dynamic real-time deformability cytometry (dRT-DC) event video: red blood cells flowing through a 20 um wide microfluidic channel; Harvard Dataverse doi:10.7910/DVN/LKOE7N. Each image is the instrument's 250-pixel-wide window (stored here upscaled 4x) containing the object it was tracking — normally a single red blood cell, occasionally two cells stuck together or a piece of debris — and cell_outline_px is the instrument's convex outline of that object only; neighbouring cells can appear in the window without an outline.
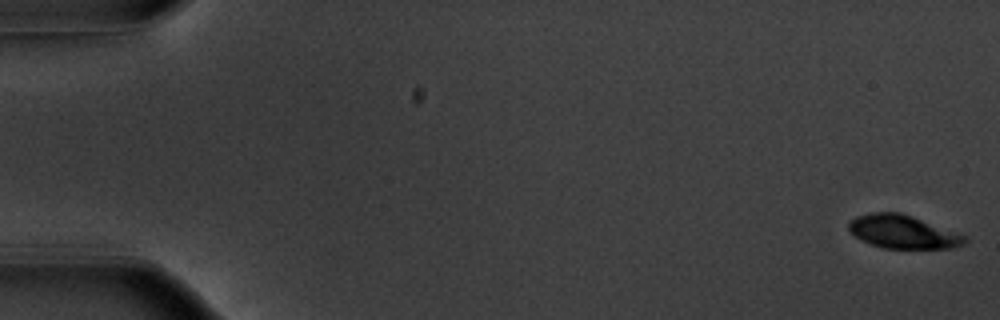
{"species": "common noctule bat (a hibernating species)", "species_latin": "Nyctalus noctula", "temperature_condition": "warm", "stored_images_in_passage": 54, "camera_frame_rate_fps": 3000, "um_per_image_px": 0.085, "animal": {"sex": "male", "body_mass_g": 20.1, "forearm_length_mm": 53.5}, "frame": {"image": 1, "passage_image": 1, "time_ms": 0.0, "image_size_px": [1000, 320], "cell_outline_px": [[968, 240], [964, 244], [952, 248], [880, 248], [856, 236], [848, 228], [848, 224], [856, 216], [872, 212], [900, 212], [912, 216], [964, 236]], "centroid_in_image_um": [76.72, 19.7], "position_along_channel_um": 8.3, "area_um2": 22.02}}
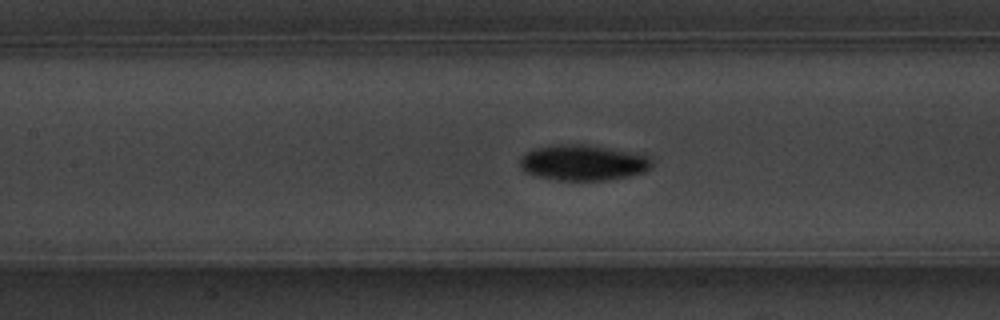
{"frame": {"image": 2, "passage_image": 25, "time_ms": 8.0, "image_size_px": [1000, 320], "cell_outline_px": [[652, 168], [644, 172], [628, 176], [604, 180], [560, 180], [536, 176], [524, 172], [520, 168], [520, 156], [536, 148], [552, 144], [584, 144], [648, 156], [652, 160]], "centroid_in_image_um": [49.52, 13.83], "position_along_channel_um": 157.9, "area_um2": 27.22}}
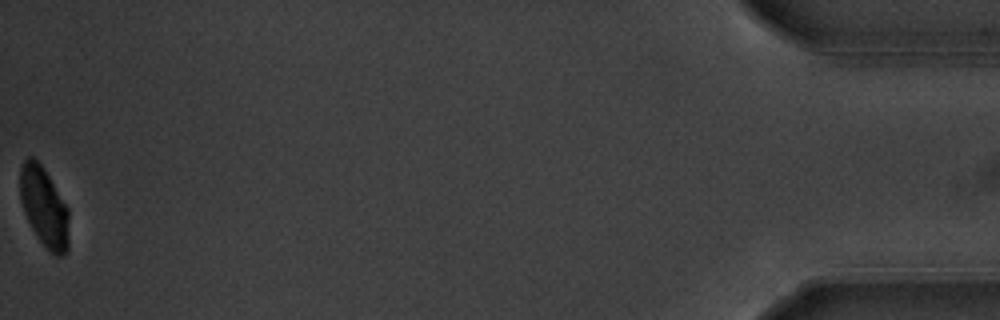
{"frame": {"image": 3, "passage_image": 54, "time_ms": 17.667, "image_size_px": [1000, 320], "cell_outline_px": [[68, 252], [64, 256], [56, 256], [48, 252], [44, 248], [36, 236], [24, 212], [20, 200], [20, 168], [24, 160], [28, 156], [32, 156], [40, 164], [48, 176], [68, 208]], "centroid_in_image_um": [3.74, 17.66], "position_along_channel_um": 431.5, "area_um2": 22.77}, "authors_computed_cell_mechanics": {"area_um2": 24.6517, "velocity_mm_per_s": 3.7924, "shape_relaxation_time_tau1_ms": 1.9249, "shape_relaxation_time_tau2_ms": null, "deformation_change_tau1": 0.1362, "deformation_change_tau2": null}}